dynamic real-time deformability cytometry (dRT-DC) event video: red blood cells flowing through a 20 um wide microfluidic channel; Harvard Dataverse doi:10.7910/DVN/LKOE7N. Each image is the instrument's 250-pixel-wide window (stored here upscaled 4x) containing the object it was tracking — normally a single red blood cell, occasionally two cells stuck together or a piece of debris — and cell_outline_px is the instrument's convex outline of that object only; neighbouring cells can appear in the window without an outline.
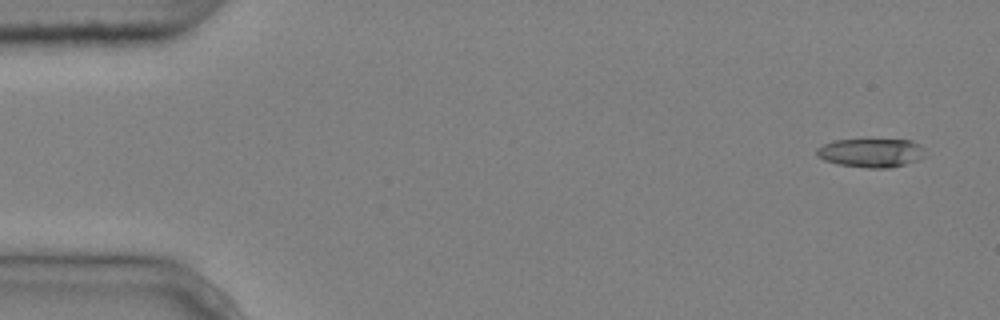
{"species": "common noctule bat (a hibernating species)", "species_latin": "Nyctalus noctula", "temperature_condition": "cold", "stored_images_in_passage": 5, "camera_frame_rate_fps": 3000, "um_per_image_px": 0.085, "animal": {"sex": "male", "body_mass_g": 20.4}, "frame": {"image": 1, "passage_image": 1, "time_ms": 0.0, "image_size_px": [1000, 320], "cell_outline_px": [[924, 148], [920, 156], [916, 160], [904, 164], [888, 168], [868, 168], [836, 164], [824, 160], [816, 152], [816, 148], [824, 144], [836, 140], [912, 140], [920, 144]], "centroid_in_image_um": [74.0, 12.99], "position_along_channel_um": 11.0, "area_um2": 17.86}}
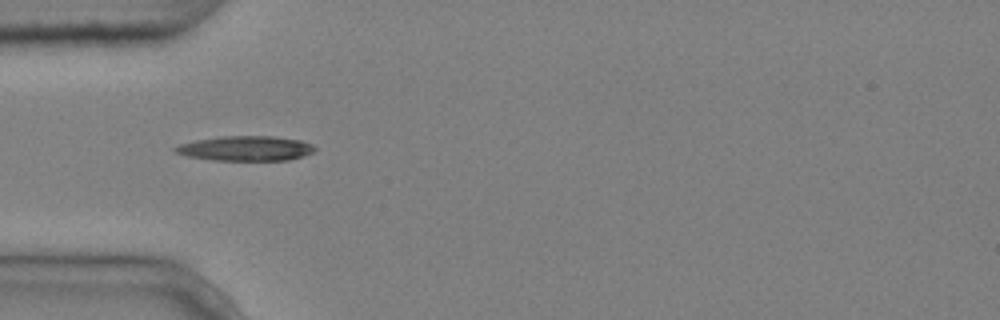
{"frame": {"image": 2, "passage_image": 5, "time_ms": 1.333, "image_size_px": [1000, 320], "cell_outline_px": [[316, 148], [312, 152], [304, 156], [288, 160], [212, 160], [188, 156], [176, 152], [172, 148], [180, 144], [196, 140], [220, 136], [272, 136], [300, 140], [312, 144]], "centroid_in_image_um": [20.89, 12.61], "position_along_channel_um": 64.1, "area_um2": 20.11}}